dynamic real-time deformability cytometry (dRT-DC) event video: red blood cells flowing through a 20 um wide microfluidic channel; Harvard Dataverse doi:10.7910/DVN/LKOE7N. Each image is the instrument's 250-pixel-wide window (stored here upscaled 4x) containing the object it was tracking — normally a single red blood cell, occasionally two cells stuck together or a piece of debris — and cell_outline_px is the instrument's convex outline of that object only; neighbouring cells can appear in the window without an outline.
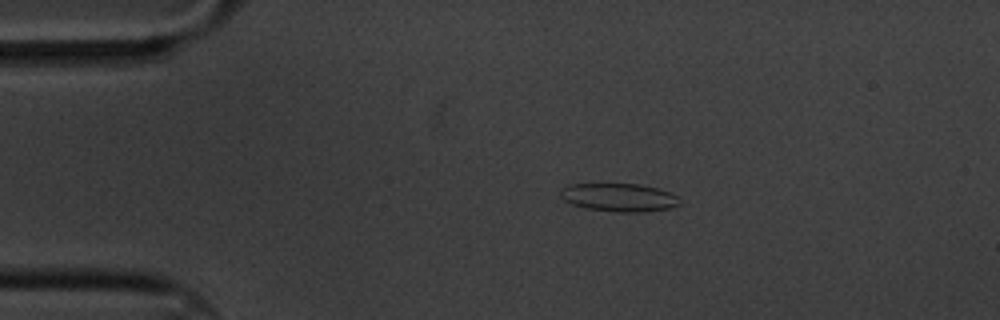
{"species": "common noctule bat (a hibernating species)", "species_latin": "Nyctalus noctula", "temperature_condition": "cold", "stored_images_in_passage": 10, "camera_frame_rate_fps": 3000, "um_per_image_px": 0.085, "animal": {"sex": "male", "body_mass_g": 20.1, "forearm_length_mm": 53.5}, "frame": {"image": 1, "passage_image": 2, "time_ms": 0.333, "image_size_px": [1000, 320], "cell_outline_px": [[680, 204], [668, 208], [644, 212], [616, 212], [584, 208], [572, 204], [564, 200], [560, 196], [560, 192], [568, 184], [636, 184], [656, 188], [668, 192], [676, 196], [680, 200]], "centroid_in_image_um": [52.59, 16.79], "position_along_channel_um": 32.4, "area_um2": 19.42}}
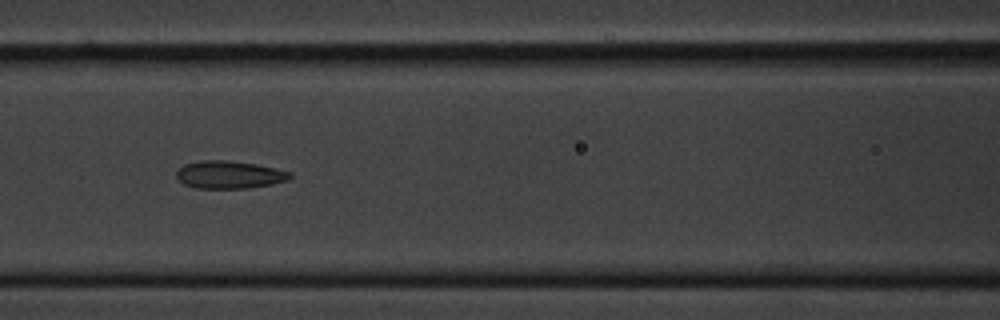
{"frame": {"image": 2, "passage_image": 6, "time_ms": 1.667, "image_size_px": [1000, 320], "cell_outline_px": [[292, 176], [288, 180], [272, 184], [248, 188], [196, 188], [184, 184], [176, 176], [176, 172], [184, 164], [200, 160], [228, 160], [256, 164], [292, 172]], "centroid_in_image_um": [19.5, 14.84], "position_along_channel_um": 147.1, "area_um2": 18.32}}
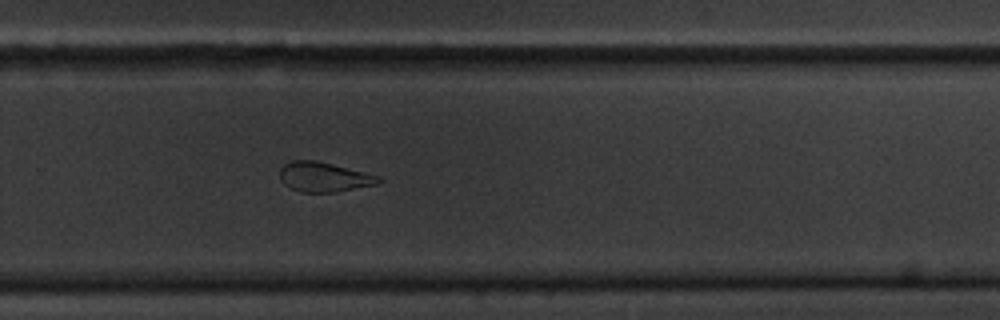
{"frame": {"image": 3, "passage_image": 10, "time_ms": 3.0, "image_size_px": [1000, 320], "cell_outline_px": [[384, 180], [376, 184], [336, 192], [300, 192], [284, 184], [280, 180], [280, 168], [284, 164], [292, 160], [316, 160], [380, 176]], "centroid_in_image_um": [27.52, 15.04], "position_along_channel_um": 302.3, "area_um2": 17.05}}